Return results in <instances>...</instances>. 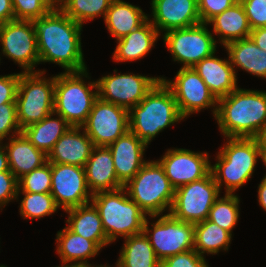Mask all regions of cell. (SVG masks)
<instances>
[{
    "label": "cell",
    "instance_id": "cell-51",
    "mask_svg": "<svg viewBox=\"0 0 266 267\" xmlns=\"http://www.w3.org/2000/svg\"><path fill=\"white\" fill-rule=\"evenodd\" d=\"M58 267H83V265H68V264H63V265H61V266H58Z\"/></svg>",
    "mask_w": 266,
    "mask_h": 267
},
{
    "label": "cell",
    "instance_id": "cell-14",
    "mask_svg": "<svg viewBox=\"0 0 266 267\" xmlns=\"http://www.w3.org/2000/svg\"><path fill=\"white\" fill-rule=\"evenodd\" d=\"M175 97L180 114L186 118L202 109L213 108L215 117L218 100L193 68L181 67L174 81L161 77Z\"/></svg>",
    "mask_w": 266,
    "mask_h": 267
},
{
    "label": "cell",
    "instance_id": "cell-28",
    "mask_svg": "<svg viewBox=\"0 0 266 267\" xmlns=\"http://www.w3.org/2000/svg\"><path fill=\"white\" fill-rule=\"evenodd\" d=\"M56 243V251L63 264H86L88 259L95 257L101 250L94 241L72 232L68 227L58 231Z\"/></svg>",
    "mask_w": 266,
    "mask_h": 267
},
{
    "label": "cell",
    "instance_id": "cell-22",
    "mask_svg": "<svg viewBox=\"0 0 266 267\" xmlns=\"http://www.w3.org/2000/svg\"><path fill=\"white\" fill-rule=\"evenodd\" d=\"M215 53L202 59L193 69L202 78L215 98L219 100L238 88L237 74L235 68L231 66L229 57L228 60L219 59L215 57Z\"/></svg>",
    "mask_w": 266,
    "mask_h": 267
},
{
    "label": "cell",
    "instance_id": "cell-39",
    "mask_svg": "<svg viewBox=\"0 0 266 267\" xmlns=\"http://www.w3.org/2000/svg\"><path fill=\"white\" fill-rule=\"evenodd\" d=\"M161 267H209L205 258L192 249L161 261Z\"/></svg>",
    "mask_w": 266,
    "mask_h": 267
},
{
    "label": "cell",
    "instance_id": "cell-24",
    "mask_svg": "<svg viewBox=\"0 0 266 267\" xmlns=\"http://www.w3.org/2000/svg\"><path fill=\"white\" fill-rule=\"evenodd\" d=\"M90 204V205H89ZM68 213V228L88 240L94 241L101 249L110 244L104 232L100 214L93 203L65 210Z\"/></svg>",
    "mask_w": 266,
    "mask_h": 267
},
{
    "label": "cell",
    "instance_id": "cell-18",
    "mask_svg": "<svg viewBox=\"0 0 266 267\" xmlns=\"http://www.w3.org/2000/svg\"><path fill=\"white\" fill-rule=\"evenodd\" d=\"M152 19L160 31L189 28L201 22L197 0H152Z\"/></svg>",
    "mask_w": 266,
    "mask_h": 267
},
{
    "label": "cell",
    "instance_id": "cell-19",
    "mask_svg": "<svg viewBox=\"0 0 266 267\" xmlns=\"http://www.w3.org/2000/svg\"><path fill=\"white\" fill-rule=\"evenodd\" d=\"M147 146L130 130L108 146L116 176L123 185L131 180L147 162L143 159Z\"/></svg>",
    "mask_w": 266,
    "mask_h": 267
},
{
    "label": "cell",
    "instance_id": "cell-2",
    "mask_svg": "<svg viewBox=\"0 0 266 267\" xmlns=\"http://www.w3.org/2000/svg\"><path fill=\"white\" fill-rule=\"evenodd\" d=\"M217 104L215 120L225 138H255L266 125V91L238 87Z\"/></svg>",
    "mask_w": 266,
    "mask_h": 267
},
{
    "label": "cell",
    "instance_id": "cell-27",
    "mask_svg": "<svg viewBox=\"0 0 266 267\" xmlns=\"http://www.w3.org/2000/svg\"><path fill=\"white\" fill-rule=\"evenodd\" d=\"M213 25V32L220 36L223 46L235 40L249 38L251 28L240 0L221 14L213 17L208 23Z\"/></svg>",
    "mask_w": 266,
    "mask_h": 267
},
{
    "label": "cell",
    "instance_id": "cell-10",
    "mask_svg": "<svg viewBox=\"0 0 266 267\" xmlns=\"http://www.w3.org/2000/svg\"><path fill=\"white\" fill-rule=\"evenodd\" d=\"M163 40L174 61L183 63V68H193L202 59L211 56L217 47L206 23L169 30L164 32Z\"/></svg>",
    "mask_w": 266,
    "mask_h": 267
},
{
    "label": "cell",
    "instance_id": "cell-3",
    "mask_svg": "<svg viewBox=\"0 0 266 267\" xmlns=\"http://www.w3.org/2000/svg\"><path fill=\"white\" fill-rule=\"evenodd\" d=\"M129 130L147 145L163 129L184 117L171 90L160 79L136 106L128 110Z\"/></svg>",
    "mask_w": 266,
    "mask_h": 267
},
{
    "label": "cell",
    "instance_id": "cell-52",
    "mask_svg": "<svg viewBox=\"0 0 266 267\" xmlns=\"http://www.w3.org/2000/svg\"><path fill=\"white\" fill-rule=\"evenodd\" d=\"M52 1L57 5L60 0H52Z\"/></svg>",
    "mask_w": 266,
    "mask_h": 267
},
{
    "label": "cell",
    "instance_id": "cell-13",
    "mask_svg": "<svg viewBox=\"0 0 266 267\" xmlns=\"http://www.w3.org/2000/svg\"><path fill=\"white\" fill-rule=\"evenodd\" d=\"M106 75L96 81L98 98L130 109L139 104L161 77H148L133 73Z\"/></svg>",
    "mask_w": 266,
    "mask_h": 267
},
{
    "label": "cell",
    "instance_id": "cell-48",
    "mask_svg": "<svg viewBox=\"0 0 266 267\" xmlns=\"http://www.w3.org/2000/svg\"><path fill=\"white\" fill-rule=\"evenodd\" d=\"M255 138L258 142L259 148L266 149V125L260 130Z\"/></svg>",
    "mask_w": 266,
    "mask_h": 267
},
{
    "label": "cell",
    "instance_id": "cell-46",
    "mask_svg": "<svg viewBox=\"0 0 266 267\" xmlns=\"http://www.w3.org/2000/svg\"><path fill=\"white\" fill-rule=\"evenodd\" d=\"M258 202L266 211V175L263 177L261 183L258 186Z\"/></svg>",
    "mask_w": 266,
    "mask_h": 267
},
{
    "label": "cell",
    "instance_id": "cell-20",
    "mask_svg": "<svg viewBox=\"0 0 266 267\" xmlns=\"http://www.w3.org/2000/svg\"><path fill=\"white\" fill-rule=\"evenodd\" d=\"M82 127H70L54 144L47 161L85 167L94 148L92 140Z\"/></svg>",
    "mask_w": 266,
    "mask_h": 267
},
{
    "label": "cell",
    "instance_id": "cell-21",
    "mask_svg": "<svg viewBox=\"0 0 266 267\" xmlns=\"http://www.w3.org/2000/svg\"><path fill=\"white\" fill-rule=\"evenodd\" d=\"M86 182L90 192L114 191L123 188L118 180L111 151L105 146H94L85 165Z\"/></svg>",
    "mask_w": 266,
    "mask_h": 267
},
{
    "label": "cell",
    "instance_id": "cell-33",
    "mask_svg": "<svg viewBox=\"0 0 266 267\" xmlns=\"http://www.w3.org/2000/svg\"><path fill=\"white\" fill-rule=\"evenodd\" d=\"M113 0H60L57 6L76 23L84 22L103 16L105 18Z\"/></svg>",
    "mask_w": 266,
    "mask_h": 267
},
{
    "label": "cell",
    "instance_id": "cell-32",
    "mask_svg": "<svg viewBox=\"0 0 266 267\" xmlns=\"http://www.w3.org/2000/svg\"><path fill=\"white\" fill-rule=\"evenodd\" d=\"M232 234L208 219L194 224V250L204 257V253L217 254L221 249L228 251Z\"/></svg>",
    "mask_w": 266,
    "mask_h": 267
},
{
    "label": "cell",
    "instance_id": "cell-26",
    "mask_svg": "<svg viewBox=\"0 0 266 267\" xmlns=\"http://www.w3.org/2000/svg\"><path fill=\"white\" fill-rule=\"evenodd\" d=\"M148 19L140 7L123 0H113L104 22L110 34L119 40L139 28Z\"/></svg>",
    "mask_w": 266,
    "mask_h": 267
},
{
    "label": "cell",
    "instance_id": "cell-42",
    "mask_svg": "<svg viewBox=\"0 0 266 267\" xmlns=\"http://www.w3.org/2000/svg\"><path fill=\"white\" fill-rule=\"evenodd\" d=\"M18 179L11 171H0V208L18 199Z\"/></svg>",
    "mask_w": 266,
    "mask_h": 267
},
{
    "label": "cell",
    "instance_id": "cell-38",
    "mask_svg": "<svg viewBox=\"0 0 266 267\" xmlns=\"http://www.w3.org/2000/svg\"><path fill=\"white\" fill-rule=\"evenodd\" d=\"M10 133H12L11 137L22 133L17 121L16 103L0 105V142L2 143L8 135H11Z\"/></svg>",
    "mask_w": 266,
    "mask_h": 267
},
{
    "label": "cell",
    "instance_id": "cell-16",
    "mask_svg": "<svg viewBox=\"0 0 266 267\" xmlns=\"http://www.w3.org/2000/svg\"><path fill=\"white\" fill-rule=\"evenodd\" d=\"M51 195L65 211L91 202L84 167L51 163Z\"/></svg>",
    "mask_w": 266,
    "mask_h": 267
},
{
    "label": "cell",
    "instance_id": "cell-41",
    "mask_svg": "<svg viewBox=\"0 0 266 267\" xmlns=\"http://www.w3.org/2000/svg\"><path fill=\"white\" fill-rule=\"evenodd\" d=\"M202 23H208L213 17L221 14L238 0H197Z\"/></svg>",
    "mask_w": 266,
    "mask_h": 267
},
{
    "label": "cell",
    "instance_id": "cell-40",
    "mask_svg": "<svg viewBox=\"0 0 266 267\" xmlns=\"http://www.w3.org/2000/svg\"><path fill=\"white\" fill-rule=\"evenodd\" d=\"M251 30L266 27V0H240Z\"/></svg>",
    "mask_w": 266,
    "mask_h": 267
},
{
    "label": "cell",
    "instance_id": "cell-44",
    "mask_svg": "<svg viewBox=\"0 0 266 267\" xmlns=\"http://www.w3.org/2000/svg\"><path fill=\"white\" fill-rule=\"evenodd\" d=\"M14 19L15 17L11 0H0V25Z\"/></svg>",
    "mask_w": 266,
    "mask_h": 267
},
{
    "label": "cell",
    "instance_id": "cell-4",
    "mask_svg": "<svg viewBox=\"0 0 266 267\" xmlns=\"http://www.w3.org/2000/svg\"><path fill=\"white\" fill-rule=\"evenodd\" d=\"M216 158L210 172L219 190L224 183L226 193L234 194L251 178L261 149L256 138L227 137Z\"/></svg>",
    "mask_w": 266,
    "mask_h": 267
},
{
    "label": "cell",
    "instance_id": "cell-30",
    "mask_svg": "<svg viewBox=\"0 0 266 267\" xmlns=\"http://www.w3.org/2000/svg\"><path fill=\"white\" fill-rule=\"evenodd\" d=\"M52 113L40 122L33 123L24 129L22 133L37 148L46 155L53 149L54 144L71 127L67 121L60 115L58 118H52Z\"/></svg>",
    "mask_w": 266,
    "mask_h": 267
},
{
    "label": "cell",
    "instance_id": "cell-49",
    "mask_svg": "<svg viewBox=\"0 0 266 267\" xmlns=\"http://www.w3.org/2000/svg\"><path fill=\"white\" fill-rule=\"evenodd\" d=\"M262 162L266 166V149H261V158Z\"/></svg>",
    "mask_w": 266,
    "mask_h": 267
},
{
    "label": "cell",
    "instance_id": "cell-11",
    "mask_svg": "<svg viewBox=\"0 0 266 267\" xmlns=\"http://www.w3.org/2000/svg\"><path fill=\"white\" fill-rule=\"evenodd\" d=\"M148 222L146 218L143 232L149 238L155 255L160 261L194 249V224L180 221L170 213L161 215L155 223L151 224V229Z\"/></svg>",
    "mask_w": 266,
    "mask_h": 267
},
{
    "label": "cell",
    "instance_id": "cell-25",
    "mask_svg": "<svg viewBox=\"0 0 266 267\" xmlns=\"http://www.w3.org/2000/svg\"><path fill=\"white\" fill-rule=\"evenodd\" d=\"M159 32L149 19L139 28L117 40L113 60L118 62L134 61L149 53L158 39Z\"/></svg>",
    "mask_w": 266,
    "mask_h": 267
},
{
    "label": "cell",
    "instance_id": "cell-23",
    "mask_svg": "<svg viewBox=\"0 0 266 267\" xmlns=\"http://www.w3.org/2000/svg\"><path fill=\"white\" fill-rule=\"evenodd\" d=\"M7 139L9 143L4 147L8 155L9 168L18 180L47 162V155L37 149L23 133Z\"/></svg>",
    "mask_w": 266,
    "mask_h": 267
},
{
    "label": "cell",
    "instance_id": "cell-36",
    "mask_svg": "<svg viewBox=\"0 0 266 267\" xmlns=\"http://www.w3.org/2000/svg\"><path fill=\"white\" fill-rule=\"evenodd\" d=\"M22 192L50 193L51 192V163L46 162L41 167L32 170L18 180Z\"/></svg>",
    "mask_w": 266,
    "mask_h": 267
},
{
    "label": "cell",
    "instance_id": "cell-7",
    "mask_svg": "<svg viewBox=\"0 0 266 267\" xmlns=\"http://www.w3.org/2000/svg\"><path fill=\"white\" fill-rule=\"evenodd\" d=\"M123 188L147 216L155 219L167 209L170 213L175 189L158 160L147 161Z\"/></svg>",
    "mask_w": 266,
    "mask_h": 267
},
{
    "label": "cell",
    "instance_id": "cell-8",
    "mask_svg": "<svg viewBox=\"0 0 266 267\" xmlns=\"http://www.w3.org/2000/svg\"><path fill=\"white\" fill-rule=\"evenodd\" d=\"M44 70L21 72L16 96V111L19 127L40 122L54 113L55 76L42 77Z\"/></svg>",
    "mask_w": 266,
    "mask_h": 267
},
{
    "label": "cell",
    "instance_id": "cell-31",
    "mask_svg": "<svg viewBox=\"0 0 266 267\" xmlns=\"http://www.w3.org/2000/svg\"><path fill=\"white\" fill-rule=\"evenodd\" d=\"M120 251V267H161V261L156 257L144 232L126 237Z\"/></svg>",
    "mask_w": 266,
    "mask_h": 267
},
{
    "label": "cell",
    "instance_id": "cell-43",
    "mask_svg": "<svg viewBox=\"0 0 266 267\" xmlns=\"http://www.w3.org/2000/svg\"><path fill=\"white\" fill-rule=\"evenodd\" d=\"M21 73L0 76V105L16 103L18 84Z\"/></svg>",
    "mask_w": 266,
    "mask_h": 267
},
{
    "label": "cell",
    "instance_id": "cell-9",
    "mask_svg": "<svg viewBox=\"0 0 266 267\" xmlns=\"http://www.w3.org/2000/svg\"><path fill=\"white\" fill-rule=\"evenodd\" d=\"M219 193V187L210 172L200 180L175 189L170 214L180 221L200 223L208 219Z\"/></svg>",
    "mask_w": 266,
    "mask_h": 267
},
{
    "label": "cell",
    "instance_id": "cell-37",
    "mask_svg": "<svg viewBox=\"0 0 266 267\" xmlns=\"http://www.w3.org/2000/svg\"><path fill=\"white\" fill-rule=\"evenodd\" d=\"M16 20H36L49 13L56 4L52 0H11Z\"/></svg>",
    "mask_w": 266,
    "mask_h": 267
},
{
    "label": "cell",
    "instance_id": "cell-17",
    "mask_svg": "<svg viewBox=\"0 0 266 267\" xmlns=\"http://www.w3.org/2000/svg\"><path fill=\"white\" fill-rule=\"evenodd\" d=\"M174 189L206 177L211 171L207 152L188 149H168L158 160Z\"/></svg>",
    "mask_w": 266,
    "mask_h": 267
},
{
    "label": "cell",
    "instance_id": "cell-12",
    "mask_svg": "<svg viewBox=\"0 0 266 267\" xmlns=\"http://www.w3.org/2000/svg\"><path fill=\"white\" fill-rule=\"evenodd\" d=\"M2 53L24 69V73L38 72L40 64L35 27L30 20H11L0 25Z\"/></svg>",
    "mask_w": 266,
    "mask_h": 267
},
{
    "label": "cell",
    "instance_id": "cell-15",
    "mask_svg": "<svg viewBox=\"0 0 266 267\" xmlns=\"http://www.w3.org/2000/svg\"><path fill=\"white\" fill-rule=\"evenodd\" d=\"M82 129L94 146L108 147L129 130L128 109L98 98Z\"/></svg>",
    "mask_w": 266,
    "mask_h": 267
},
{
    "label": "cell",
    "instance_id": "cell-1",
    "mask_svg": "<svg viewBox=\"0 0 266 267\" xmlns=\"http://www.w3.org/2000/svg\"><path fill=\"white\" fill-rule=\"evenodd\" d=\"M32 22L36 31L40 63L58 64L65 72L87 69L81 48V24L69 18L57 5Z\"/></svg>",
    "mask_w": 266,
    "mask_h": 267
},
{
    "label": "cell",
    "instance_id": "cell-34",
    "mask_svg": "<svg viewBox=\"0 0 266 267\" xmlns=\"http://www.w3.org/2000/svg\"><path fill=\"white\" fill-rule=\"evenodd\" d=\"M240 199L235 194L225 193L217 198L210 209L208 220L232 234V229L239 219Z\"/></svg>",
    "mask_w": 266,
    "mask_h": 267
},
{
    "label": "cell",
    "instance_id": "cell-6",
    "mask_svg": "<svg viewBox=\"0 0 266 267\" xmlns=\"http://www.w3.org/2000/svg\"><path fill=\"white\" fill-rule=\"evenodd\" d=\"M82 77L89 78L87 69L55 76L54 114L62 116L71 127H82L85 124L98 99L96 81L85 84Z\"/></svg>",
    "mask_w": 266,
    "mask_h": 267
},
{
    "label": "cell",
    "instance_id": "cell-50",
    "mask_svg": "<svg viewBox=\"0 0 266 267\" xmlns=\"http://www.w3.org/2000/svg\"><path fill=\"white\" fill-rule=\"evenodd\" d=\"M83 267H110V266H108V265L107 266L106 265L105 266L104 265H99V266H95L94 265V266H92L91 264L86 263V264H83ZM116 267H120L118 261L116 263Z\"/></svg>",
    "mask_w": 266,
    "mask_h": 267
},
{
    "label": "cell",
    "instance_id": "cell-5",
    "mask_svg": "<svg viewBox=\"0 0 266 267\" xmlns=\"http://www.w3.org/2000/svg\"><path fill=\"white\" fill-rule=\"evenodd\" d=\"M104 232L110 243L118 236L126 238L143 232L146 214L128 196L124 188L93 194Z\"/></svg>",
    "mask_w": 266,
    "mask_h": 267
},
{
    "label": "cell",
    "instance_id": "cell-35",
    "mask_svg": "<svg viewBox=\"0 0 266 267\" xmlns=\"http://www.w3.org/2000/svg\"><path fill=\"white\" fill-rule=\"evenodd\" d=\"M19 193L24 195L19 209L24 219H40L59 209L51 193H30L18 190V195Z\"/></svg>",
    "mask_w": 266,
    "mask_h": 267
},
{
    "label": "cell",
    "instance_id": "cell-45",
    "mask_svg": "<svg viewBox=\"0 0 266 267\" xmlns=\"http://www.w3.org/2000/svg\"><path fill=\"white\" fill-rule=\"evenodd\" d=\"M249 38L260 49L266 52V27H259V28L251 30Z\"/></svg>",
    "mask_w": 266,
    "mask_h": 267
},
{
    "label": "cell",
    "instance_id": "cell-47",
    "mask_svg": "<svg viewBox=\"0 0 266 267\" xmlns=\"http://www.w3.org/2000/svg\"><path fill=\"white\" fill-rule=\"evenodd\" d=\"M0 171H10L6 149L0 142Z\"/></svg>",
    "mask_w": 266,
    "mask_h": 267
},
{
    "label": "cell",
    "instance_id": "cell-29",
    "mask_svg": "<svg viewBox=\"0 0 266 267\" xmlns=\"http://www.w3.org/2000/svg\"><path fill=\"white\" fill-rule=\"evenodd\" d=\"M224 47L233 68L240 67L254 76L266 78V52L250 38L232 41Z\"/></svg>",
    "mask_w": 266,
    "mask_h": 267
}]
</instances>
